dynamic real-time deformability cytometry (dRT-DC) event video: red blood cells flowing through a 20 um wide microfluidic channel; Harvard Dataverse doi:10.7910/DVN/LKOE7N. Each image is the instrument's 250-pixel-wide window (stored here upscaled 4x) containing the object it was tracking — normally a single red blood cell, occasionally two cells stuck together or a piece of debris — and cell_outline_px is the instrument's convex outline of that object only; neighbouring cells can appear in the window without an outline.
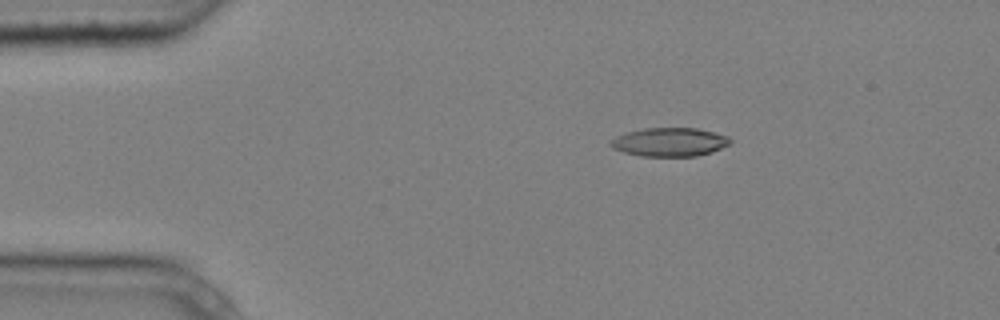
{"species": "common noctule bat (a hibernating species)", "species_latin": "Nyctalus noctula", "temperature_condition": "cold", "stored_images_in_passage": 4, "camera_frame_rate_fps": 3000, "um_per_image_px": 0.085, "animal": {"sex": "male", "body_mass_g": 20.4}, "frame": {"image": 1, "passage_image": 2, "time_ms": 0.333, "image_size_px": [1000, 320], "cell_outline_px": [[732, 140], [728, 144], [712, 152], [696, 156], [640, 156], [624, 152], [612, 148], [608, 144], [616, 136], [628, 132], [644, 128], [696, 128], [728, 136]], "centroid_in_image_um": [56.89, 12.08], "position_along_channel_um": 28.1, "area_um2": 19.83}}